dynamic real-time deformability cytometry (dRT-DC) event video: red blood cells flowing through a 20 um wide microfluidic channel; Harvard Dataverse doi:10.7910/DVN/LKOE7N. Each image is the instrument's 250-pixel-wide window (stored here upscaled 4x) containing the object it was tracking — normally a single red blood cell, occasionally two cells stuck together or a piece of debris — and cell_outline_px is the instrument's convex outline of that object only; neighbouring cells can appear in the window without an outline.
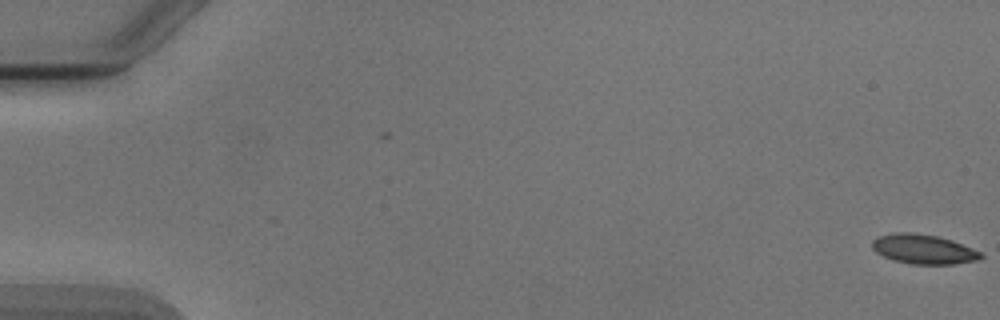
{"species": "Egyptian fruit bat (a non-hibernating species)", "species_latin": "Rousettus aegyptiacus", "temperature_condition": "cold", "stored_images_in_passage": 2, "camera_frame_rate_fps": 3000, "um_per_image_px": 0.085, "animal": {"sex": "male"}, "frame": {"image": 1, "passage_image": 2, "time_ms": 0.333, "image_size_px": [1000, 320], "cell_outline_px": [[984, 256], [980, 260], [952, 264], [912, 264], [892, 260], [876, 252], [872, 248], [872, 240], [880, 236], [896, 232], [912, 232], [936, 236], [952, 240], [984, 252]], "centroid_in_image_um": [78.54, 21.18], "position_along_channel_um": 6.5, "area_um2": 18.84}}